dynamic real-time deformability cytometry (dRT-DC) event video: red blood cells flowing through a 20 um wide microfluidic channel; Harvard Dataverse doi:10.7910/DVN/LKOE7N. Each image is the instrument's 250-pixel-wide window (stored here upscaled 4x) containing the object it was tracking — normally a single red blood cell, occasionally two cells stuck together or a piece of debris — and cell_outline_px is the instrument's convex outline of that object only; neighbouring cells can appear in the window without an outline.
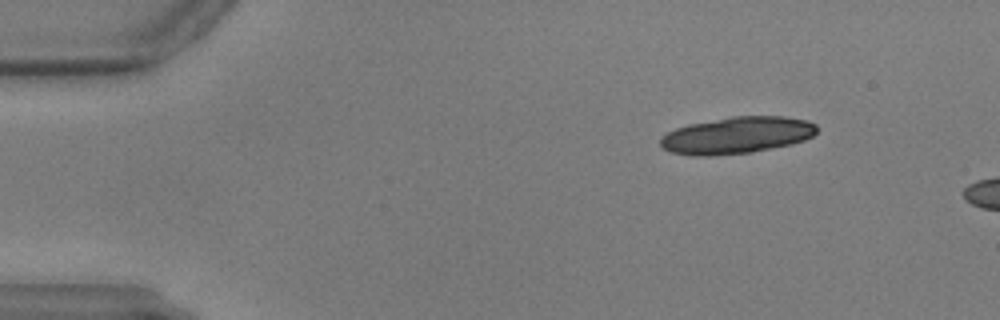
{"species": "common noctule bat (a hibernating species)", "species_latin": "Nyctalus noctula", "temperature_condition": "warm", "stored_images_in_passage": 9, "camera_frame_rate_fps": 3000, "um_per_image_px": 0.085, "animal": {"sex": "male", "body_mass_g": 17.9, "forearm_length_mm": 54.2}, "frame": {"image": 1, "passage_image": 5, "time_ms": 1.333, "image_size_px": [1000, 320], "cell_outline_px": [[816, 132], [812, 136], [804, 140], [792, 144], [752, 152], [708, 156], [688, 156], [672, 152], [664, 148], [660, 144], [660, 136], [676, 128], [688, 124], [732, 116], [784, 116], [808, 120], [816, 124]], "centroid_in_image_um": [62.62, 11.49], "position_along_channel_um": 22.4, "area_um2": 33.7}}